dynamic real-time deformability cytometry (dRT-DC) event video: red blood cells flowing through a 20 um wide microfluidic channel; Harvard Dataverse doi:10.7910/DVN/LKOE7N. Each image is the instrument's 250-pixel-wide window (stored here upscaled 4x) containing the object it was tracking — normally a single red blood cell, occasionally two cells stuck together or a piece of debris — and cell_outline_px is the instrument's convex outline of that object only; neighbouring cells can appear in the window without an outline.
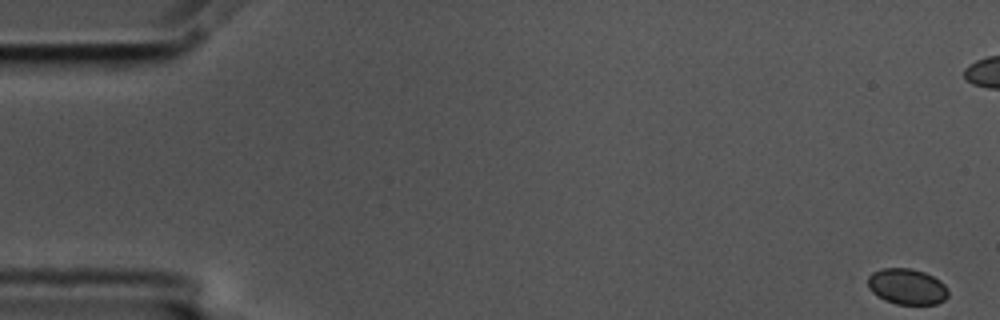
{"species": "common noctule bat (a hibernating species)", "species_latin": "Nyctalus noctula", "temperature_condition": "cold", "stored_images_in_passage": 58, "camera_frame_rate_fps": 3000, "um_per_image_px": 0.085, "animal": {"sex": "male", "body_mass_g": 17.5, "forearm_length_mm": 52.3}, "frame": {"image": 1, "passage_image": 1, "time_ms": 0.0, "image_size_px": [1000, 320], "cell_outline_px": [[948, 296], [944, 300], [936, 304], [896, 304], [884, 300], [876, 296], [868, 288], [868, 276], [872, 272], [880, 268], [908, 268], [924, 272], [940, 280], [948, 288]], "centroid_in_image_um": [77.08, 24.36], "position_along_channel_um": 7.9, "area_um2": 16.94}}
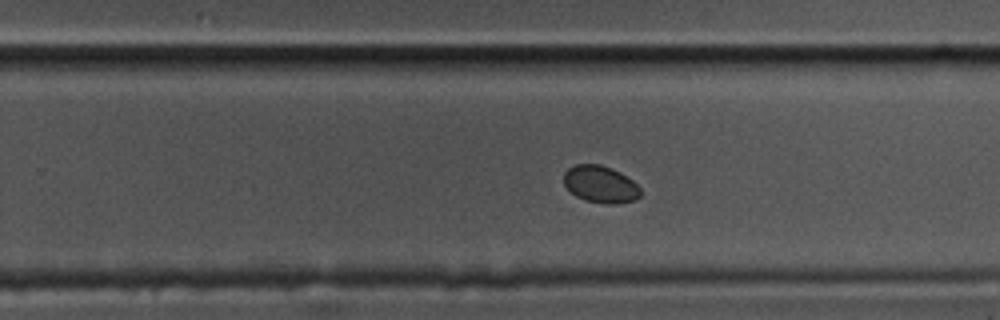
{"frame": {"image": 2, "passage_image": 36, "time_ms": 11.667, "image_size_px": [1000, 320], "cell_outline_px": [[640, 196], [636, 200], [616, 204], [608, 204], [584, 200], [576, 196], [564, 184], [564, 172], [568, 168], [576, 164], [600, 164], [612, 168], [620, 172], [632, 180], [640, 188]], "centroid_in_image_um": [51.04, 15.66], "position_along_channel_um": 278.8, "area_um2": 16.59}}
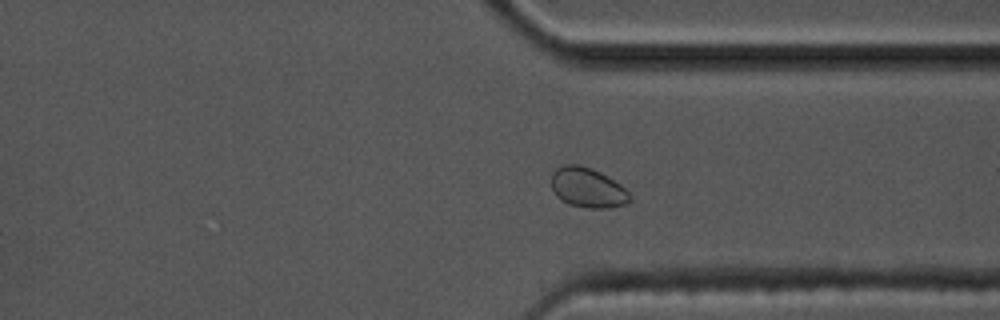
{"frame": {"image": 3, "passage_image": 43, "time_ms": 14.0, "image_size_px": [1000, 320], "cell_outline_px": [[628, 200], [624, 204], [608, 208], [588, 208], [568, 204], [560, 200], [556, 196], [552, 188], [552, 172], [556, 168], [564, 164], [580, 164], [592, 168], [600, 172], [620, 184], [628, 192]], "centroid_in_image_um": [49.89, 15.94], "position_along_channel_um": 361.5, "area_um2": 18.15}}